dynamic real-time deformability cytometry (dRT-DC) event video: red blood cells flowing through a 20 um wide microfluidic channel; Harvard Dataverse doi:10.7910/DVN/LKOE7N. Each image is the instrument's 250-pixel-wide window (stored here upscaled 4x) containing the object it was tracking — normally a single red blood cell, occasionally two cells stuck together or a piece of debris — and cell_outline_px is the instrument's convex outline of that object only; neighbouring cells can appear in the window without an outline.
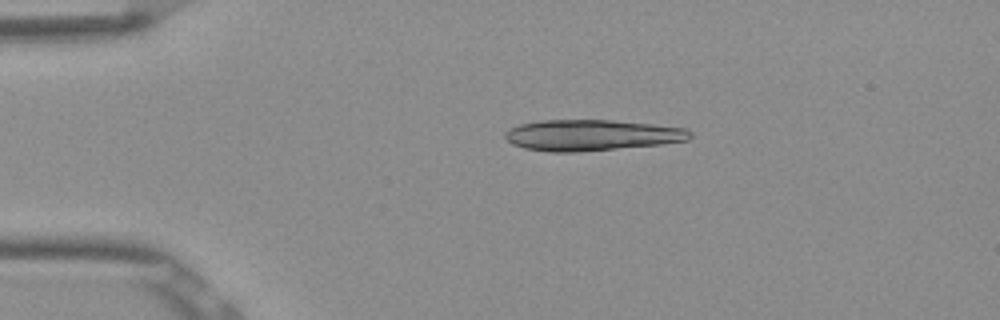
{"species": "Egyptian fruit bat (a non-hibernating species)", "species_latin": "Rousettus aegyptiacus", "temperature_condition": "room temperature", "stored_images_in_passage": 5, "segment_of_instrument_passage": [1, 2], "camera_frame_rate_fps": 3000, "um_per_image_px": 0.085, "frame": {"image": 1, "passage_image": 3, "time_ms": 0.667, "image_size_px": [1000, 320], "cell_outline_px": [[692, 136], [688, 140], [664, 144], [576, 152], [548, 152], [524, 148], [512, 144], [504, 136], [504, 132], [520, 124], [540, 120], [612, 120], [652, 124], [684, 128], [692, 132]], "centroid_in_image_um": [50.29, 11.49], "position_along_channel_um": 34.7, "area_um2": 33.47}}